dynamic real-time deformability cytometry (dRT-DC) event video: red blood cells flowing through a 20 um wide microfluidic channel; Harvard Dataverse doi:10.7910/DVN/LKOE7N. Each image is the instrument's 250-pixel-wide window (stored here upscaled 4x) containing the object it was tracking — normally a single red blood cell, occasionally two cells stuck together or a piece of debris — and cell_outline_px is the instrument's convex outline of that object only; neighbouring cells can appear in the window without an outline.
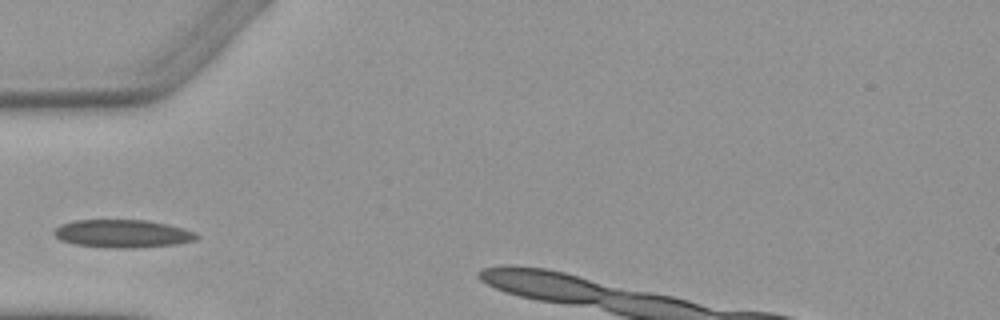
{"species": "Egyptian fruit bat (a non-hibernating species)", "species_latin": "Rousettus aegyptiacus", "temperature_condition": "warm", "stored_images_in_passage": 2, "segment_of_instrument_passage": [1, 2], "camera_frame_rate_fps": 3000, "um_per_image_px": 0.085, "animal": {"sex": "female"}, "frame": {"image": 1, "passage_image": 1, "time_ms": 0.0, "image_size_px": [1000, 320], "cell_outline_px": [[200, 236], [196, 240], [176, 244], [136, 248], [108, 248], [72, 244], [60, 240], [52, 232], [60, 224], [76, 220], [148, 220], [168, 224], [196, 232]], "centroid_in_image_um": [10.42, 19.86], "position_along_channel_um": 74.6, "area_um2": 23.47}}